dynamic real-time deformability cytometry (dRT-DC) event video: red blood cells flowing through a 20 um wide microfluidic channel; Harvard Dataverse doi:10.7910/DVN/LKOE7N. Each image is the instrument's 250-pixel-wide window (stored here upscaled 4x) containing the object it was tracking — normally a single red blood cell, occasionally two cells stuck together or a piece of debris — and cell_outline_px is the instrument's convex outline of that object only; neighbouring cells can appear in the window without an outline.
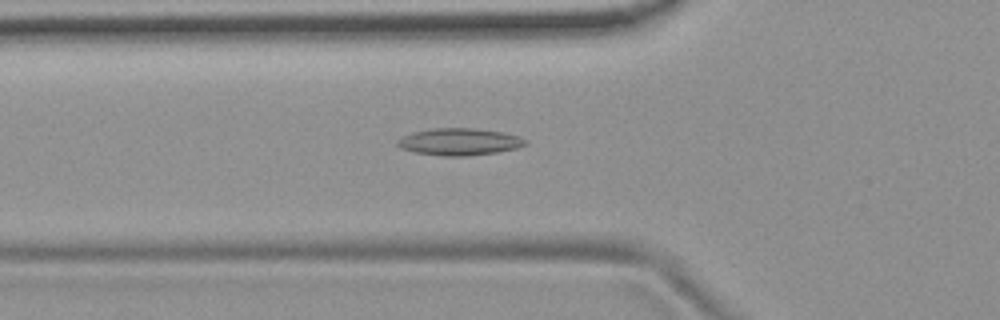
{"species": "common noctule bat (a hibernating species)", "species_latin": "Nyctalus noctula", "temperature_condition": "room temperature", "stored_images_in_passage": 53, "camera_frame_rate_fps": 3000, "um_per_image_px": 0.085, "animal": {"sex": "female", "body_mass_g": 19.9}, "frame": {"image": 1, "passage_image": 18, "time_ms": 5.667, "image_size_px": [1000, 320], "cell_outline_px": [[528, 144], [516, 148], [496, 152], [468, 156], [444, 156], [416, 152], [400, 148], [396, 144], [396, 140], [412, 132], [432, 128], [476, 128], [500, 132], [520, 136], [528, 140]], "centroid_in_image_um": [39.05, 12.04], "position_along_channel_um": 86.7, "area_um2": 20.17}}
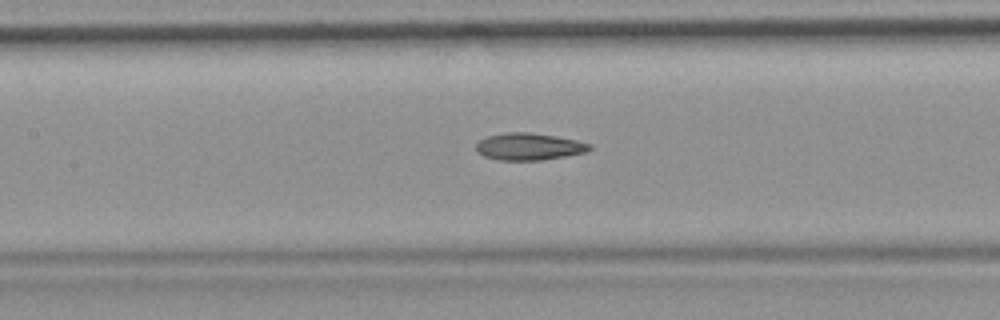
{"frame": {"image": 2, "passage_image": 24, "time_ms": 7.667, "image_size_px": [1000, 320], "cell_outline_px": [[592, 148], [584, 152], [564, 156], [540, 160], [500, 160], [484, 156], [476, 152], [476, 144], [480, 140], [488, 136], [508, 132], [528, 132], [576, 140], [592, 144]], "centroid_in_image_um": [44.93, 12.46], "position_along_channel_um": 162.5, "area_um2": 17.63}}
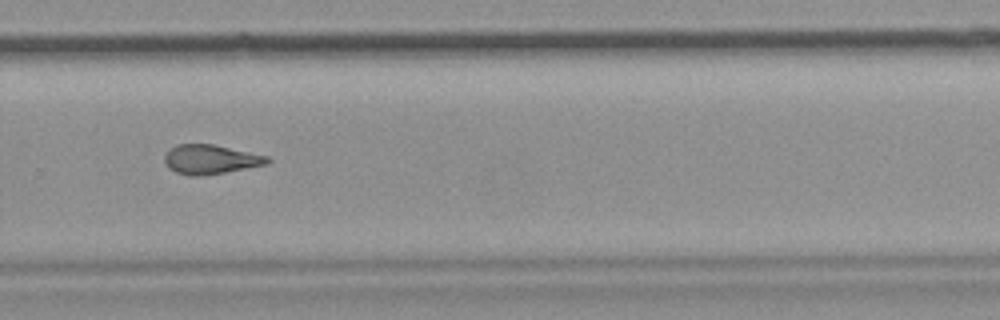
{"frame": {"image": 3, "passage_image": 36, "time_ms": 11.667, "image_size_px": [1000, 320], "cell_outline_px": [[272, 160], [268, 164], [224, 172], [196, 176], [188, 176], [176, 172], [168, 168], [164, 160], [164, 156], [176, 144], [212, 144], [268, 156]], "centroid_in_image_um": [17.89, 13.55], "position_along_channel_um": 311.9, "area_um2": 17.4}, "authors_computed_cell_mechanics": {"area_um2": 18.1492, "velocity_mm_per_s": 3.7635, "shape_relaxation_time_tau1_ms": null, "shape_relaxation_time_tau2_ms": 5.4605, "deformation_change_tau1": null, "deformation_change_tau2": 0.1501}}